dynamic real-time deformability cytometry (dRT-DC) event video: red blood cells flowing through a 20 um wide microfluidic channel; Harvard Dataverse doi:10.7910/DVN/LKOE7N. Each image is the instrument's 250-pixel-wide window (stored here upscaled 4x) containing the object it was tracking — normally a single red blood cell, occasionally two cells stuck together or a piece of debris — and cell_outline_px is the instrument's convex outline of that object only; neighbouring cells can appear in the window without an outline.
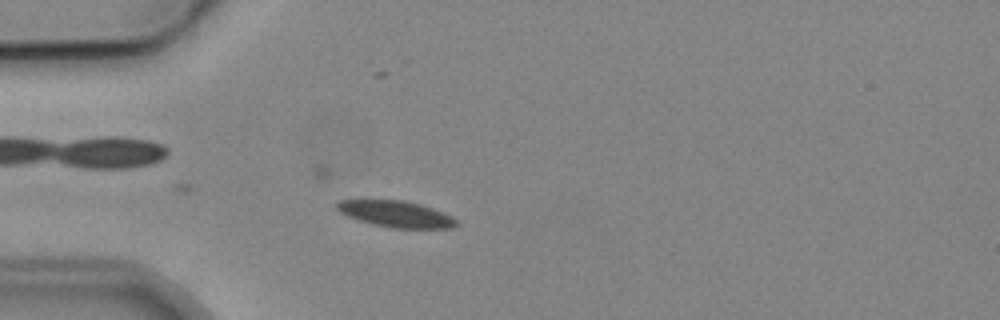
{"species": "common noctule bat (a hibernating species)", "species_latin": "Nyctalus noctula", "temperature_condition": "cold", "stored_images_in_passage": 5, "camera_frame_rate_fps": 3000, "um_per_image_px": 0.085, "animal": {"sex": "male", "body_mass_g": 19.2, "forearm_length_mm": 51.8}, "frame": {"image": 1, "passage_image": 5, "time_ms": 4.333, "image_size_px": [1000, 320], "cell_outline_px": [[456, 224], [452, 228], [392, 228], [372, 224], [348, 216], [340, 212], [336, 208], [336, 204], [340, 200], [404, 200], [420, 204], [432, 208], [452, 216], [456, 220]], "centroid_in_image_um": [33.65, 18.19], "position_along_channel_um": 51.3, "area_um2": 18.15}}